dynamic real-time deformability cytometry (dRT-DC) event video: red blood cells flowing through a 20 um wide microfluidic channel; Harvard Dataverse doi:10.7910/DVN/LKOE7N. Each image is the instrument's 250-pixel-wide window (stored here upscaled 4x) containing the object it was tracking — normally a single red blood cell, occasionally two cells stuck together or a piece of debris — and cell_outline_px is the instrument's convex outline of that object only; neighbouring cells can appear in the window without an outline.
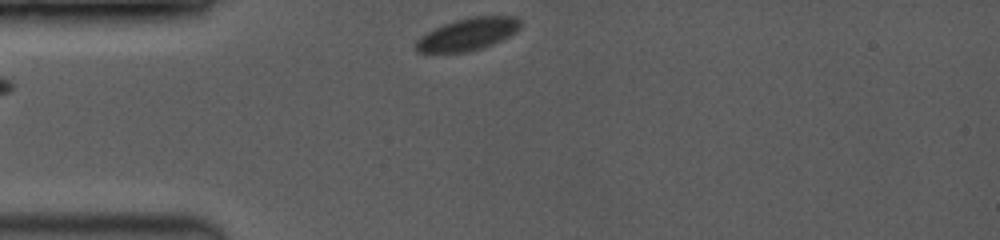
{"species": "common noctule bat (a hibernating species)", "species_latin": "Nyctalus noctula", "temperature_condition": "room temperature", "stored_images_in_passage": 32, "camera_frame_rate_fps": 3500, "um_per_image_px": 0.085, "animal": {"sex": "female", "body_mass_g": 19.0, "forearm_length_mm": 53.3}, "frame": {"image": 1, "passage_image": 1, "time_ms": 0.0, "image_size_px": [1000, 240], "cell_outline_px": [[520, 28], [516, 32], [500, 40], [480, 48], [464, 52], [416, 52], [412, 44], [420, 36], [444, 24], [456, 20], [472, 16], [516, 16], [520, 20]], "centroid_in_image_um": [39.72, 2.9], "position_along_channel_um": 45.3, "area_um2": 19.48}}
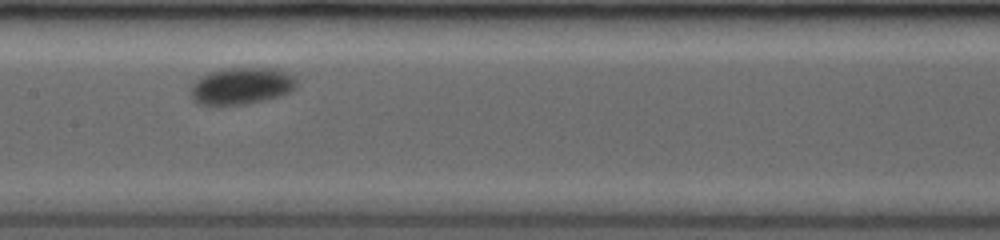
{"frame": {"image": 2, "passage_image": 14, "time_ms": 4.286, "image_size_px": [1000, 240], "cell_outline_px": [[296, 88], [280, 96], [248, 104], [196, 104], [192, 100], [192, 84], [200, 76], [224, 68], [276, 68], [288, 72], [296, 76]], "centroid_in_image_um": [20.56, 7.29], "position_along_channel_um": 186.8, "area_um2": 22.77}}
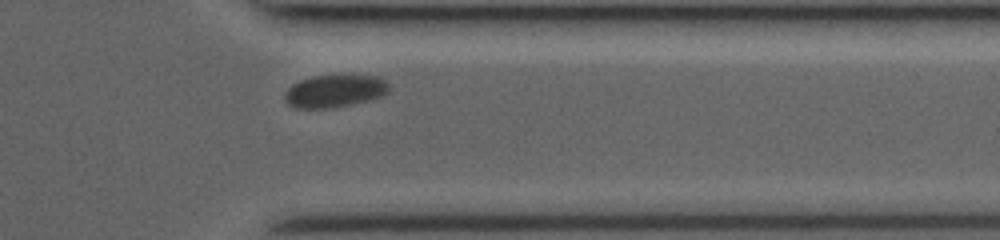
{"frame": {"image": 3, "passage_image": 28, "time_ms": 9.429, "image_size_px": [1000, 240], "cell_outline_px": [[392, 84], [388, 92], [384, 96], [368, 100], [332, 108], [296, 108], [288, 104], [284, 100], [284, 96], [288, 88], [292, 84], [300, 80], [312, 76], [380, 76]], "centroid_in_image_um": [28.49, 7.74], "position_along_channel_um": 382.9, "area_um2": 19.88}, "authors_computed_cell_mechanics": {"area_um2": 21.3282, "velocity_mm_per_s": 3.7599, "shape_relaxation_time_tau1_ms": 1.4378, "shape_relaxation_time_tau2_ms": null, "deformation_change_tau1": 0.0457, "deformation_change_tau2": null}}